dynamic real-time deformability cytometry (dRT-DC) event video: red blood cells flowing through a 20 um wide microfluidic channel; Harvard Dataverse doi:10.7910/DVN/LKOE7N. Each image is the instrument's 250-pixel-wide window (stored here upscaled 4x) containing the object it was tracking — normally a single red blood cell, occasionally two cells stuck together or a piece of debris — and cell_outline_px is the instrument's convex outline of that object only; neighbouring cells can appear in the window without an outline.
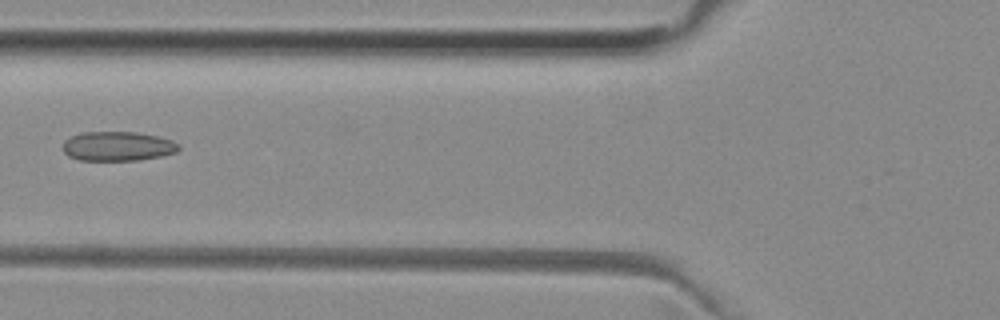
{"species": "common noctule bat (a hibernating species)", "species_latin": "Nyctalus noctula", "temperature_condition": "room temperature", "stored_images_in_passage": 3, "camera_frame_rate_fps": 3000, "um_per_image_px": 0.085, "animal": {"sex": "female", "body_mass_g": 29.2, "forearm_length_mm": 56.3}, "frame": {"image": 1, "passage_image": 2, "time_ms": 0.333, "image_size_px": [1000, 320], "cell_outline_px": [[180, 148], [176, 152], [160, 156], [136, 160], [80, 160], [68, 156], [64, 152], [64, 140], [72, 136], [84, 132], [136, 132], [156, 136], [172, 140], [180, 144]], "centroid_in_image_um": [10.01, 12.43], "position_along_channel_um": 115.8, "area_um2": 19.71}}
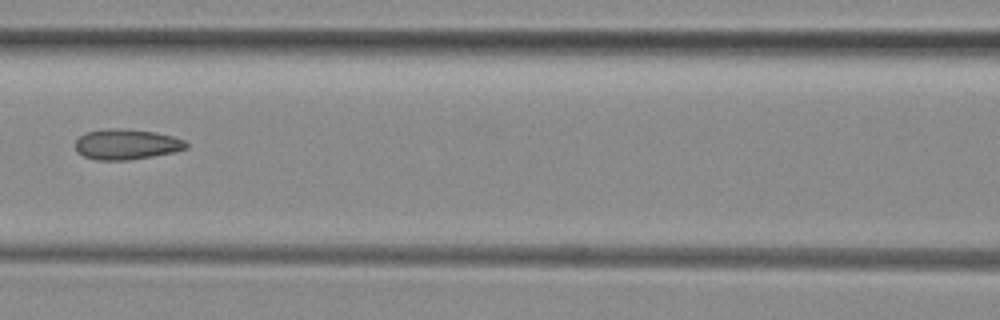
{"frame": {"image": 2, "passage_image": 3, "time_ms": 0.667, "image_size_px": [1000, 320], "cell_outline_px": [[188, 148], [176, 152], [128, 160], [96, 160], [84, 156], [76, 152], [76, 140], [84, 132], [104, 128], [128, 128], [156, 132], [172, 136], [184, 140], [188, 144]], "centroid_in_image_um": [10.75, 12.25], "position_along_channel_um": 155.9, "area_um2": 20.0}}